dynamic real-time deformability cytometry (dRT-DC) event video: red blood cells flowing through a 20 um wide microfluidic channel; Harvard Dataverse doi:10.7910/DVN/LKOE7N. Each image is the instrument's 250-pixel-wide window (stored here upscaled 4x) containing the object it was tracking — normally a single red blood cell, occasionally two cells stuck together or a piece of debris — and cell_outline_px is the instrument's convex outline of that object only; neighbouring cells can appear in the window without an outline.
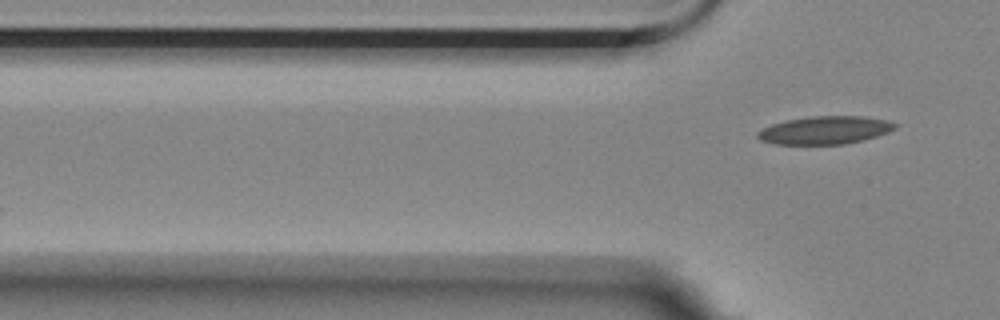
{"species": "Egyptian fruit bat (a non-hibernating species)", "species_latin": "Rousettus aegyptiacus", "temperature_condition": "room temperature", "stored_images_in_passage": 7, "camera_frame_rate_fps": 3000, "um_per_image_px": 0.085, "animal": {"sex": "female"}, "frame": {"image": 1, "passage_image": 7, "time_ms": 2.0, "image_size_px": [1000, 320], "cell_outline_px": [[900, 124], [896, 128], [888, 132], [876, 136], [844, 144], [776, 144], [760, 140], [756, 136], [756, 132], [772, 124], [784, 120], [808, 116], [864, 116], [888, 120]], "centroid_in_image_um": [70.13, 11.05], "position_along_channel_um": 55.7, "area_um2": 22.48}}